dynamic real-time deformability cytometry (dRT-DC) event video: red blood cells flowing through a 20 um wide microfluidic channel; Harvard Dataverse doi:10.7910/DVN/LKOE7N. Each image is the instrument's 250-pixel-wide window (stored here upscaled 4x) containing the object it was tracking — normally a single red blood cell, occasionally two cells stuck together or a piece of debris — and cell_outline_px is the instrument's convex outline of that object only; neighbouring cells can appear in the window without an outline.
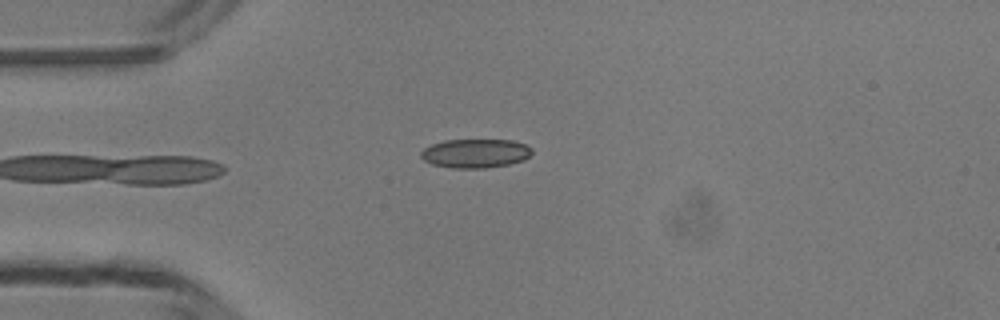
{"species": "common noctule bat (a hibernating species)", "species_latin": "Nyctalus noctula", "temperature_condition": "room temperature", "stored_images_in_passage": 4, "camera_frame_rate_fps": 3000, "um_per_image_px": 0.085, "animal": {"sex": "male", "body_mass_g": 13.3}, "frame": {"image": 1, "passage_image": 4, "time_ms": 4.333, "image_size_px": [1000, 320], "cell_outline_px": [[532, 152], [524, 160], [508, 164], [484, 168], [452, 168], [432, 164], [424, 160], [420, 156], [420, 152], [424, 148], [432, 144], [444, 140], [512, 140], [524, 144], [532, 148]], "centroid_in_image_um": [40.39, 13.03], "position_along_channel_um": 44.6, "area_um2": 18.67}}